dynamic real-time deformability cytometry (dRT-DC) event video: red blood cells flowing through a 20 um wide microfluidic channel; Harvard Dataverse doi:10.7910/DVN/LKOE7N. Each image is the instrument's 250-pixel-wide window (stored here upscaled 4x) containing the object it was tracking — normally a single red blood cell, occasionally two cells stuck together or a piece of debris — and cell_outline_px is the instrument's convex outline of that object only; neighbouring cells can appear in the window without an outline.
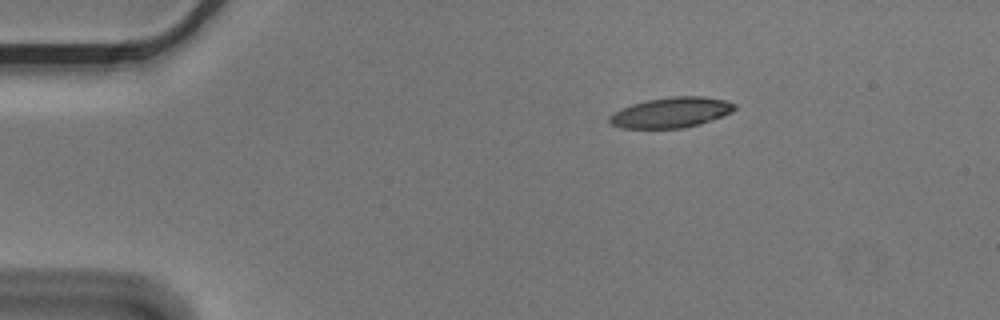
{"species": "Egyptian fruit bat (a non-hibernating species)", "species_latin": "Rousettus aegyptiacus", "temperature_condition": "cold", "stored_images_in_passage": 3, "camera_frame_rate_fps": 3000, "um_per_image_px": 0.085, "animal": {"sex": "male"}, "frame": {"image": 1, "passage_image": 1, "time_ms": 0.0, "image_size_px": [1000, 320], "cell_outline_px": [[736, 108], [732, 112], [700, 124], [684, 128], [620, 128], [612, 124], [608, 120], [608, 116], [612, 112], [632, 104], [648, 100], [668, 96], [700, 96], [724, 100], [736, 104]], "centroid_in_image_um": [57.02, 9.56], "position_along_channel_um": 28.0, "area_um2": 22.14}}